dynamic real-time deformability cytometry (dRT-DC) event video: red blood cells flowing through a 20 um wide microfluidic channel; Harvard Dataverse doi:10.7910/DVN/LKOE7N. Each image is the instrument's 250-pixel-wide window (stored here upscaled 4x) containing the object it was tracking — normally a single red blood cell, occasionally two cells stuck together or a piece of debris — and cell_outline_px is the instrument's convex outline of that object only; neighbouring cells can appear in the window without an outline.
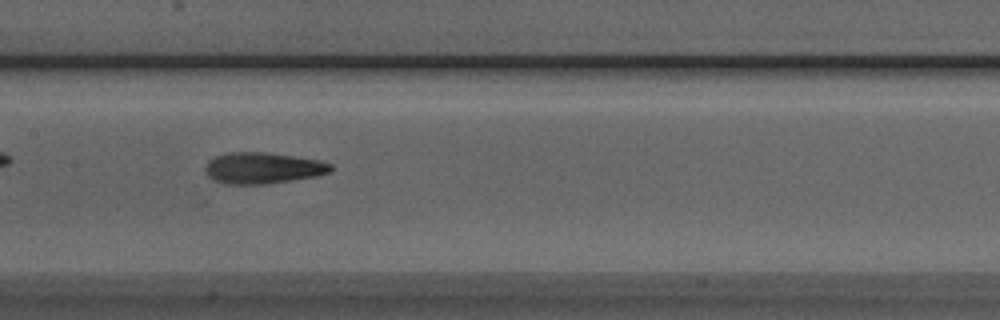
{"species": "Egyptian fruit bat (a non-hibernating species)", "species_latin": "Rousettus aegyptiacus", "temperature_condition": "room temperature", "stored_images_in_passage": 41, "segment_of_instrument_passage": [1, 2], "camera_frame_rate_fps": 3000, "um_per_image_px": 0.085, "animal": {"sex": "male"}, "frame": {"image": 1, "passage_image": 13, "time_ms": 4.0, "image_size_px": [1000, 320], "cell_outline_px": [[332, 168], [328, 172], [316, 176], [292, 180], [264, 184], [224, 184], [212, 180], [204, 172], [204, 168], [208, 160], [216, 156], [228, 152], [264, 152], [320, 160], [332, 164]], "centroid_in_image_um": [22.28, 14.28], "position_along_channel_um": 185.1, "area_um2": 22.89}}
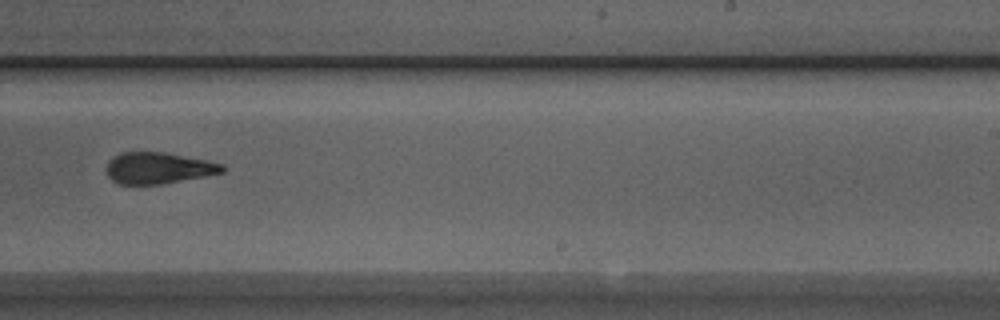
{"frame": {"image": 2, "passage_image": 20, "time_ms": 6.333, "image_size_px": [1000, 320], "cell_outline_px": [[224, 172], [204, 176], [160, 184], [116, 184], [108, 176], [108, 160], [112, 156], [120, 152], [164, 152], [208, 160], [224, 164]], "centroid_in_image_um": [13.45, 14.27], "position_along_channel_um": 275.6, "area_um2": 21.15}}
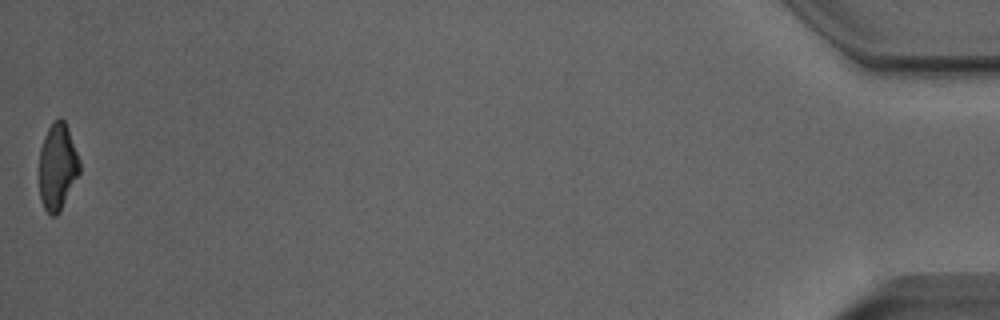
{"frame": {"image": 3, "passage_image": 40, "time_ms": 13.0, "image_size_px": [1000, 320], "cell_outline_px": [[80, 172], [60, 212], [56, 216], [52, 216], [44, 208], [40, 200], [40, 148], [44, 136], [48, 128], [60, 116], [64, 120], [68, 128], [80, 160]], "centroid_in_image_um": [4.9, 14.18], "position_along_channel_um": 430.3, "area_um2": 20.35}}